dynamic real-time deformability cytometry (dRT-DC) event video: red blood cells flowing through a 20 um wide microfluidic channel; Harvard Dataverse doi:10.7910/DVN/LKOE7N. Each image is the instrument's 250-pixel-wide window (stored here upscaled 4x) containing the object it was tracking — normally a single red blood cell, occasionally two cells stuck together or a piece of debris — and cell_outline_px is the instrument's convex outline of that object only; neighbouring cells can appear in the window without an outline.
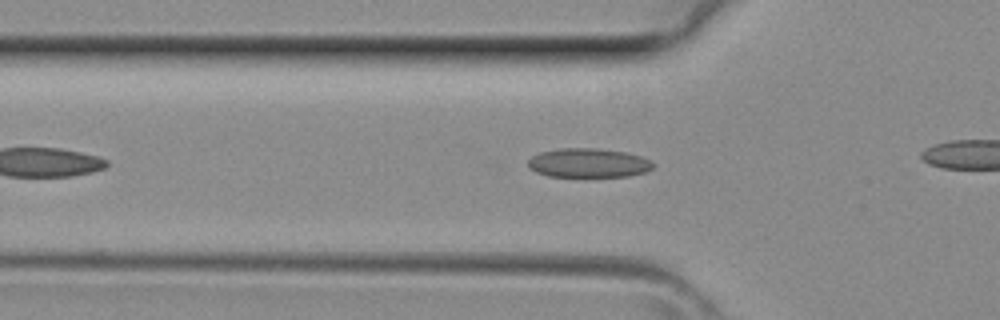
{"species": "common noctule bat (a hibernating species)", "species_latin": "Nyctalus noctula", "temperature_condition": "room temperature", "stored_images_in_passage": 20, "camera_frame_rate_fps": 3000, "um_per_image_px": 0.085, "animal": {"sex": "female", "body_mass_g": 29.2, "forearm_length_mm": 56.3}, "frame": {"image": 1, "passage_image": 6, "time_ms": 1.667, "image_size_px": [1000, 320], "cell_outline_px": [[656, 164], [648, 172], [628, 176], [548, 176], [536, 172], [528, 168], [528, 160], [532, 156], [540, 152], [560, 148], [596, 148], [628, 152], [652, 160]], "centroid_in_image_um": [50.05, 13.84], "position_along_channel_um": 75.7, "area_um2": 21.44}}
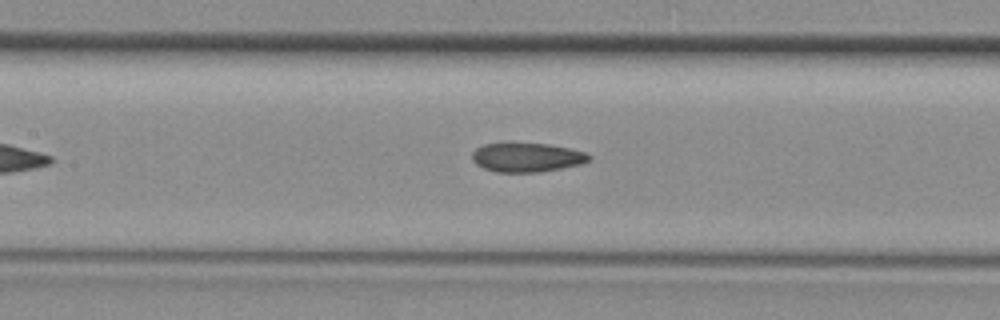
{"frame": {"image": 2, "passage_image": 11, "time_ms": 3.333, "image_size_px": [1000, 320], "cell_outline_px": [[592, 160], [580, 164], [560, 168], [536, 172], [496, 172], [484, 168], [476, 164], [472, 160], [472, 152], [476, 148], [484, 144], [504, 140], [508, 140], [548, 144], [568, 148], [584, 152], [592, 156]], "centroid_in_image_um": [44.72, 13.32], "position_along_channel_um": 162.7, "area_um2": 20.52}}
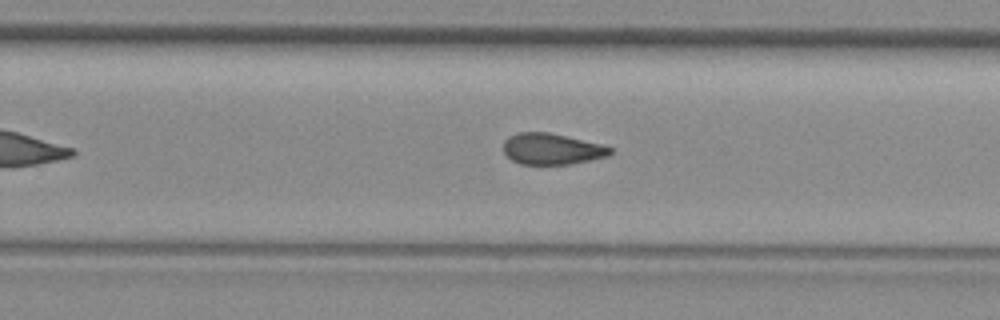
{"frame": {"image": 3, "passage_image": 18, "time_ms": 5.667, "image_size_px": [1000, 320], "cell_outline_px": [[616, 152], [608, 156], [572, 164], [520, 164], [512, 160], [504, 152], [504, 140], [508, 136], [520, 132], [548, 132], [604, 144], [612, 148]], "centroid_in_image_um": [46.95, 12.66], "position_along_channel_um": 282.8, "area_um2": 19.59}}